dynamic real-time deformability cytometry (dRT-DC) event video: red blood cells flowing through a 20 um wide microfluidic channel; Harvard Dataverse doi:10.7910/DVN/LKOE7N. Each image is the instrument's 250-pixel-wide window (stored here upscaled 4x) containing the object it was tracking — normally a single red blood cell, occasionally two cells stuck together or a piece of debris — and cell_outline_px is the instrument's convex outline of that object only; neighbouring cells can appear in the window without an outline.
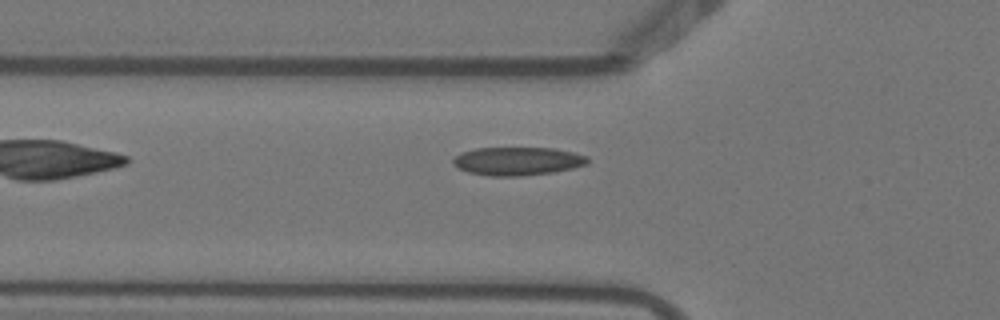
{"species": "Egyptian fruit bat (a non-hibernating species)", "species_latin": "Rousettus aegyptiacus", "temperature_condition": "warm", "stored_images_in_passage": 3, "camera_frame_rate_fps": 3000, "um_per_image_px": 0.085, "animal": {"sex": "female"}, "frame": {"image": 1, "passage_image": 3, "time_ms": 0.667, "image_size_px": [1000, 320], "cell_outline_px": [[588, 164], [572, 168], [552, 172], [520, 176], [492, 176], [468, 172], [452, 164], [452, 160], [460, 152], [476, 148], [552, 148], [572, 152], [588, 156]], "centroid_in_image_um": [43.98, 13.69], "position_along_channel_um": 81.8, "area_um2": 22.08}}